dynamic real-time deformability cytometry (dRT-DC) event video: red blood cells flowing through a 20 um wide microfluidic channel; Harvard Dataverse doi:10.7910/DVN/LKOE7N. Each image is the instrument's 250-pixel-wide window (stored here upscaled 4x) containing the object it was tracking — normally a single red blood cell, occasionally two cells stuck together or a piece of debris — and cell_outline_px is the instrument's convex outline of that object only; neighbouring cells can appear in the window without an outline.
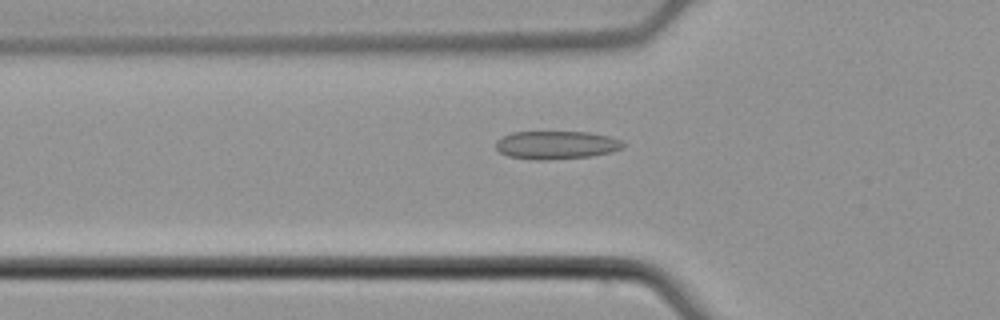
{"species": "common noctule bat (a hibernating species)", "species_latin": "Nyctalus noctula", "temperature_condition": "cold", "stored_images_in_passage": 53, "camera_frame_rate_fps": 3000, "um_per_image_px": 0.085, "animal": {"sex": "male", "body_mass_g": 21.5, "forearm_length_mm": 52.0}, "frame": {"image": 1, "passage_image": 18, "time_ms": 5.667, "image_size_px": [1000, 320], "cell_outline_px": [[628, 144], [624, 148], [612, 152], [592, 156], [548, 160], [532, 160], [508, 156], [500, 152], [496, 148], [496, 140], [512, 132], [588, 132], [608, 136], [620, 140]], "centroid_in_image_um": [47.32, 12.33], "position_along_channel_um": 78.5, "area_um2": 21.1}}
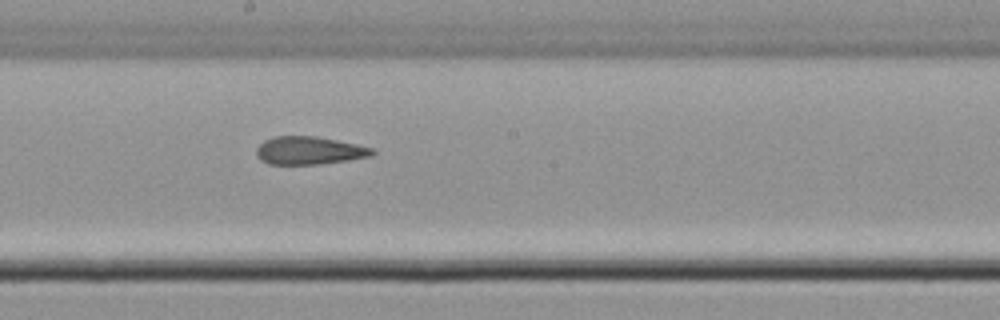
{"frame": {"image": 2, "passage_image": 29, "time_ms": 9.333, "image_size_px": [1000, 320], "cell_outline_px": [[376, 152], [372, 156], [348, 160], [320, 164], [268, 164], [260, 160], [256, 156], [256, 148], [264, 140], [272, 136], [316, 136], [356, 144], [372, 148]], "centroid_in_image_um": [26.25, 12.79], "position_along_channel_um": 221.9, "area_um2": 18.96}}
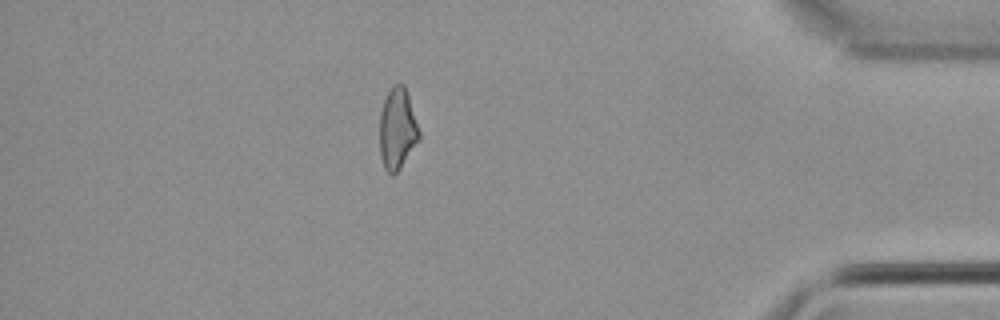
{"frame": {"image": 3, "passage_image": 46, "time_ms": 15.0, "image_size_px": [1000, 320], "cell_outline_px": [[420, 140], [400, 168], [392, 176], [384, 168], [380, 156], [380, 112], [384, 100], [392, 84], [404, 84], [420, 132]], "centroid_in_image_um": [33.77, 10.97], "position_along_channel_um": 401.4, "area_um2": 18.67}, "authors_computed_cell_mechanics": {"area_um2": 19.8254, "velocity_mm_per_s": 3.896, "shape_relaxation_time_tau1_ms": null, "shape_relaxation_time_tau2_ms": 3.6945, "deformation_change_tau1": null, "deformation_change_tau2": 0.118}}